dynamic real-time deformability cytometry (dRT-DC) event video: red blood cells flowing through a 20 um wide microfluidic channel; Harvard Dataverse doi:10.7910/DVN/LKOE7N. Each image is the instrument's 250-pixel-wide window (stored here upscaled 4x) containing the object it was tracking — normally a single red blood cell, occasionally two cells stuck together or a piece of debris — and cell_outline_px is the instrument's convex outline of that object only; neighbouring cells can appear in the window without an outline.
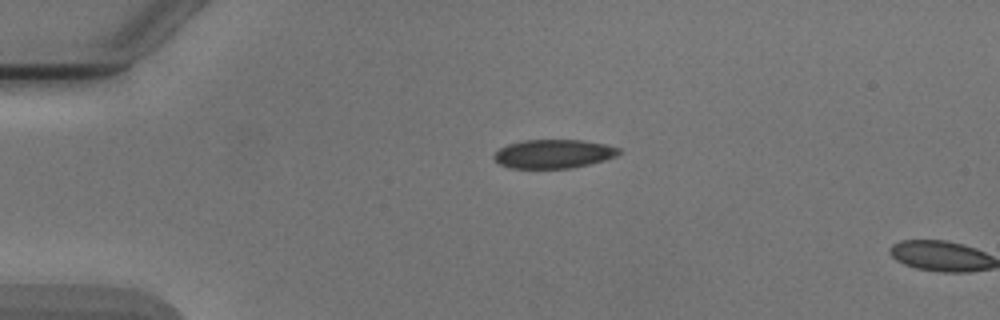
{"species": "Egyptian fruit bat (a non-hibernating species)", "species_latin": "Rousettus aegyptiacus", "temperature_condition": "cold", "stored_images_in_passage": 2, "camera_frame_rate_fps": 3000, "um_per_image_px": 0.085, "animal": {"sex": "male"}, "frame": {"image": 1, "passage_image": 1, "time_ms": 0.0, "image_size_px": [1000, 320], "cell_outline_px": [[624, 152], [616, 156], [604, 160], [572, 168], [508, 168], [500, 164], [492, 156], [500, 148], [508, 144], [524, 140], [584, 140], [604, 144], [620, 148]], "centroid_in_image_um": [47.07, 13.07], "position_along_channel_um": 37.9, "area_um2": 20.98}}